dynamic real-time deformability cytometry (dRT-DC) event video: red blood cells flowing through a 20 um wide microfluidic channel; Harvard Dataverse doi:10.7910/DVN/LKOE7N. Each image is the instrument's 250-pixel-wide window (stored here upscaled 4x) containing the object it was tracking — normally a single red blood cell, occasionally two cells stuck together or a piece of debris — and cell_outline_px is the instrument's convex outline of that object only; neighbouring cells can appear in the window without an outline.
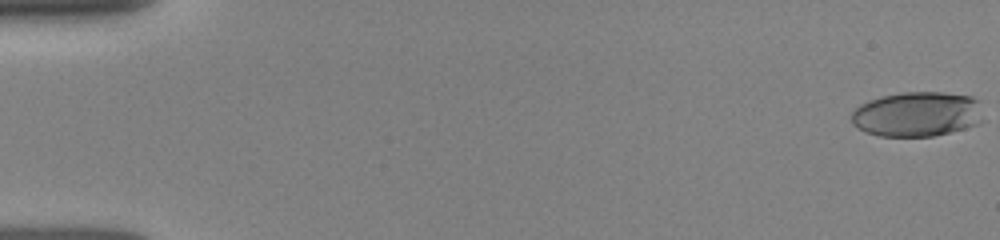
{"species": "human", "species_latin": "Homo sapiens", "temperature_condition": "room temperature", "stored_images_in_passage": 46, "camera_frame_rate_fps": 3000, "um_per_image_px": 0.085, "donor": {"sex": "female"}, "frame": {"image": 1, "passage_image": 1, "time_ms": 0.0, "image_size_px": [1000, 240], "cell_outline_px": [[980, 124], [932, 136], [880, 136], [864, 132], [852, 124], [852, 112], [860, 104], [868, 100], [900, 92], [944, 92], [972, 96], [976, 100], [980, 120]], "centroid_in_image_um": [77.89, 9.7], "position_along_channel_um": 7.1, "area_um2": 34.16}}
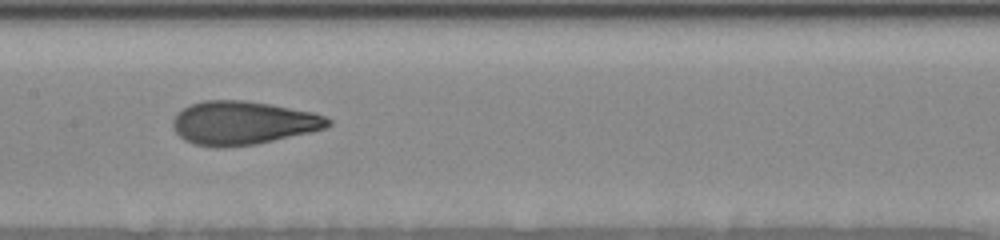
{"frame": {"image": 2, "passage_image": 24, "time_ms": 8.333, "image_size_px": [1000, 240], "cell_outline_px": [[332, 124], [324, 128], [312, 132], [256, 144], [224, 148], [220, 148], [196, 144], [184, 140], [176, 132], [172, 124], [172, 120], [184, 108], [192, 104], [204, 100], [244, 100], [272, 104], [312, 112], [324, 116], [332, 120]], "centroid_in_image_um": [20.67, 10.45], "position_along_channel_um": 186.7, "area_um2": 39.3}}
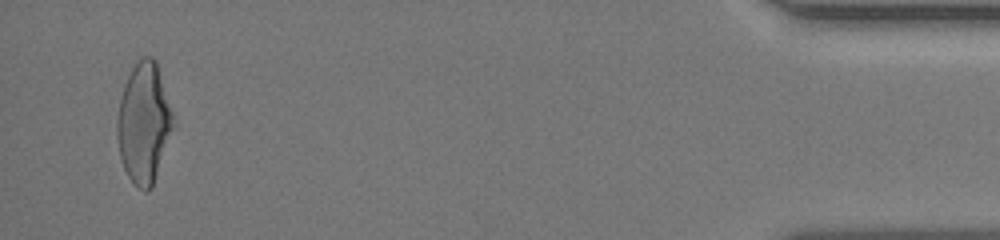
{"frame": {"image": 3, "passage_image": 45, "time_ms": 16.0, "image_size_px": [1000, 240], "cell_outline_px": [[176, 124], [152, 188], [148, 192], [144, 192], [128, 176], [124, 168], [120, 156], [116, 136], [116, 120], [120, 100], [124, 84], [132, 68], [144, 56], [152, 56], [156, 60]], "centroid_in_image_um": [12.24, 10.48], "position_along_channel_um": 423.0, "area_um2": 39.42}}